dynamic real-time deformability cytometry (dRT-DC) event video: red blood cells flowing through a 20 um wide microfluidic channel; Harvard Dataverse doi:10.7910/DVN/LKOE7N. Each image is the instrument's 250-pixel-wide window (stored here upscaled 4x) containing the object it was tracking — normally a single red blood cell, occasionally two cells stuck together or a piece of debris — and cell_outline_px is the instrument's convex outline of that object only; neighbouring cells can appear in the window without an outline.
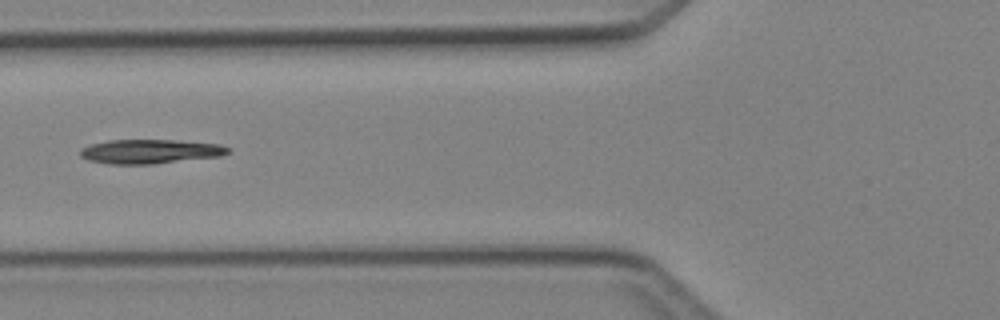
{"species": "Egyptian fruit bat (a non-hibernating species)", "species_latin": "Rousettus aegyptiacus", "temperature_condition": "cold", "stored_images_in_passage": 2, "camera_frame_rate_fps": 3000, "um_per_image_px": 0.085, "animal": {"sex": "female"}, "frame": {"image": 1, "passage_image": 2, "time_ms": 1.0, "image_size_px": [1000, 320], "cell_outline_px": [[232, 148], [228, 152], [220, 156], [152, 164], [108, 164], [88, 160], [80, 156], [80, 148], [92, 144], [108, 140], [176, 140], [220, 144]], "centroid_in_image_um": [12.75, 12.87], "position_along_channel_um": 113.1, "area_um2": 20.87}}